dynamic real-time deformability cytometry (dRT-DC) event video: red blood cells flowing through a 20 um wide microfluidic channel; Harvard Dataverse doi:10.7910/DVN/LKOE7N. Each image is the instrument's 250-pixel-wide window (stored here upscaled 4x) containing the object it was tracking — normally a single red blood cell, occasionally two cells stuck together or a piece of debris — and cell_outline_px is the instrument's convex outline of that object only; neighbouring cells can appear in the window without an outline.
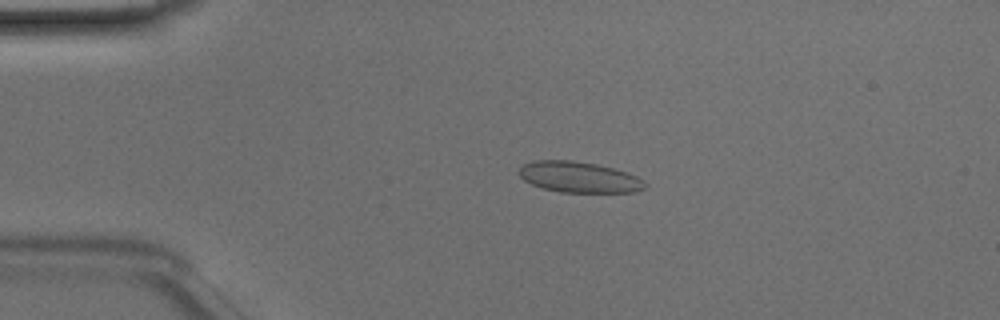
{"species": "Egyptian fruit bat (a non-hibernating species)", "species_latin": "Rousettus aegyptiacus", "temperature_condition": "room temperature", "stored_images_in_passage": 45, "segment_of_instrument_passage": [1, 2], "camera_frame_rate_fps": 3000, "um_per_image_px": 0.085, "animal": {"sex": "male"}, "frame": {"image": 1, "passage_image": 6, "time_ms": 1.667, "image_size_px": [1000, 320], "cell_outline_px": [[648, 184], [644, 188], [636, 192], [560, 192], [544, 188], [532, 184], [524, 180], [520, 176], [520, 168], [524, 164], [532, 160], [572, 160], [596, 164], [628, 172], [644, 180]], "centroid_in_image_um": [49.24, 15.05], "position_along_channel_um": 35.8, "area_um2": 22.6}}
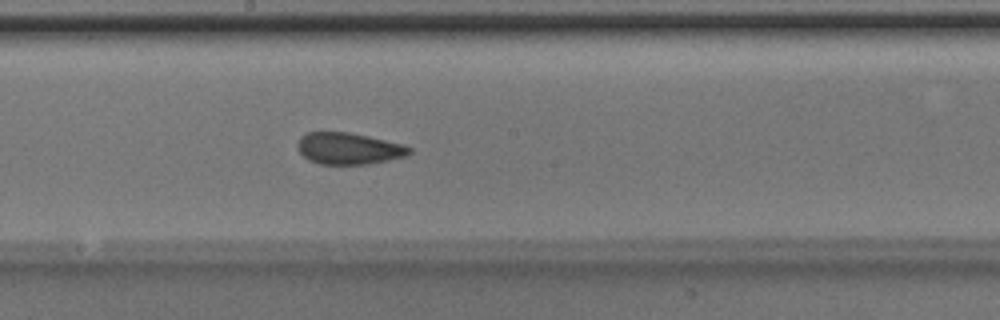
{"frame": {"image": 2, "passage_image": 22, "time_ms": 7.0, "image_size_px": [1000, 320], "cell_outline_px": [[412, 152], [408, 156], [368, 164], [320, 164], [308, 160], [300, 152], [296, 144], [300, 136], [308, 132], [348, 132], [368, 136], [404, 144], [412, 148]], "centroid_in_image_um": [29.65, 12.62], "position_along_channel_um": 218.5, "area_um2": 20.75}}
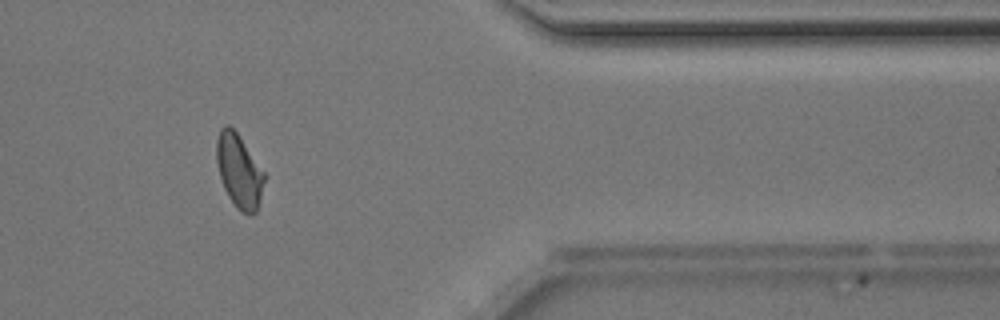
{"frame": {"image": 3, "passage_image": 36, "time_ms": 11.667, "image_size_px": [1000, 320], "cell_outline_px": [[264, 180], [260, 200], [256, 212], [240, 212], [236, 208], [228, 196], [224, 188], [220, 176], [216, 160], [216, 140], [220, 128], [224, 124], [228, 124], [236, 132], [264, 172]], "centroid_in_image_um": [20.29, 14.51], "position_along_channel_um": 391.1, "area_um2": 20.11}}